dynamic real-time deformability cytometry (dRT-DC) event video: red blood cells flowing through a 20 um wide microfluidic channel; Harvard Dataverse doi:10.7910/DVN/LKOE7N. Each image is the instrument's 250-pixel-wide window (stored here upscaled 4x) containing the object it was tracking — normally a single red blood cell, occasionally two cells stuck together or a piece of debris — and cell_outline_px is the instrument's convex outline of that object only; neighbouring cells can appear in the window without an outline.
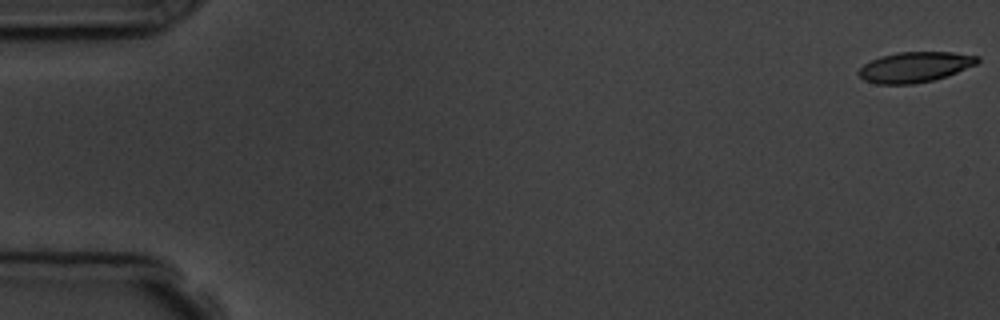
{"species": "common noctule bat (a hibernating species)", "species_latin": "Nyctalus noctula", "temperature_condition": "room temperature", "stored_images_in_passage": 8, "camera_frame_rate_fps": 3000, "um_per_image_px": 0.085, "animal": {"sex": "male", "body_mass_g": 19.5, "forearm_length_mm": 54.6}, "frame": {"image": 1, "passage_image": 1, "time_ms": 0.0, "image_size_px": [1000, 320], "cell_outline_px": [[980, 60], [976, 64], [948, 76], [932, 80], [912, 84], [876, 84], [864, 80], [856, 72], [864, 64], [880, 56], [896, 52], [952, 52], [980, 56]], "centroid_in_image_um": [77.76, 5.69], "position_along_channel_um": 7.2, "area_um2": 21.1}}
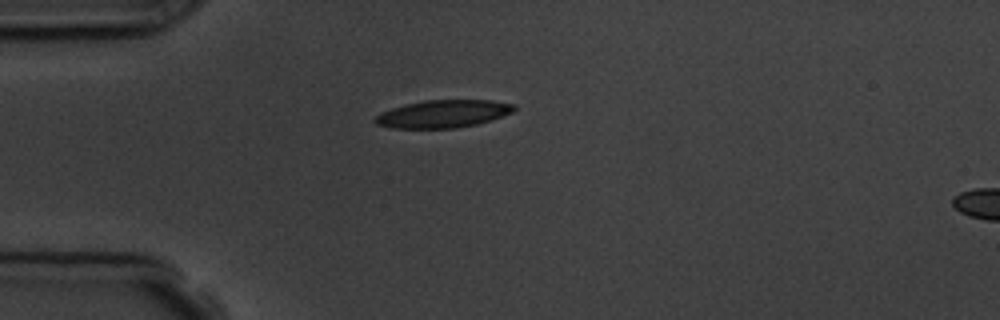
{"frame": {"image": 2, "passage_image": 5, "time_ms": 4.667, "image_size_px": [1000, 320], "cell_outline_px": [[516, 108], [512, 112], [492, 120], [476, 124], [456, 128], [392, 128], [376, 124], [372, 120], [380, 112], [404, 104], [424, 100], [492, 100], [516, 104]], "centroid_in_image_um": [37.66, 9.67], "position_along_channel_um": 47.3, "area_um2": 22.54}}